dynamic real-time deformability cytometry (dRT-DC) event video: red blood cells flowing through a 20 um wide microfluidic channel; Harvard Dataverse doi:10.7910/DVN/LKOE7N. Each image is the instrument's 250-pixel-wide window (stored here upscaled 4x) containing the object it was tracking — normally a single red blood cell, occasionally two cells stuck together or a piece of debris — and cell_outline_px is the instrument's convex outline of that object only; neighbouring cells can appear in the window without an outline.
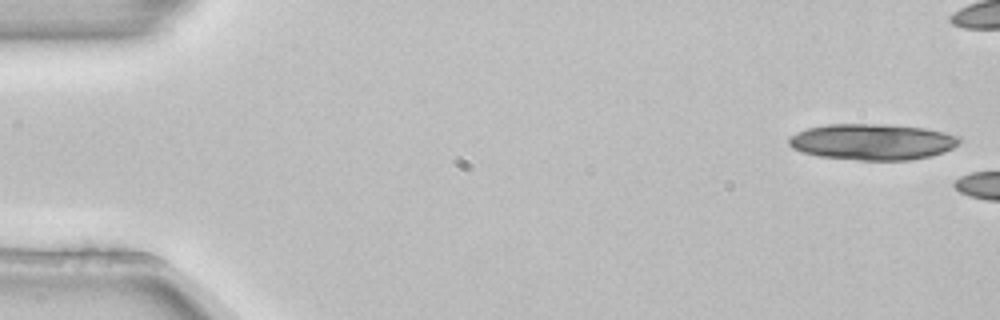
{"species": "common noctule bat (a hibernating species)", "species_latin": "Nyctalus noctula", "temperature_condition": "room temperature", "stored_images_in_passage": 3, "camera_frame_rate_fps": 3000, "um_per_image_px": 0.085, "animal": {"sex": "female", "body_mass_g": 22.7, "forearm_length_mm": 54.2}, "frame": {"image": 1, "passage_image": 1, "time_ms": 0.0, "image_size_px": [1000, 320], "cell_outline_px": [[960, 140], [952, 148], [944, 152], [932, 156], [908, 160], [860, 160], [820, 156], [800, 152], [792, 148], [788, 144], [788, 136], [796, 132], [808, 128], [828, 124], [892, 124], [924, 128], [944, 132], [960, 136]], "centroid_in_image_um": [74.12, 12.05], "position_along_channel_um": 10.9, "area_um2": 36.07}}